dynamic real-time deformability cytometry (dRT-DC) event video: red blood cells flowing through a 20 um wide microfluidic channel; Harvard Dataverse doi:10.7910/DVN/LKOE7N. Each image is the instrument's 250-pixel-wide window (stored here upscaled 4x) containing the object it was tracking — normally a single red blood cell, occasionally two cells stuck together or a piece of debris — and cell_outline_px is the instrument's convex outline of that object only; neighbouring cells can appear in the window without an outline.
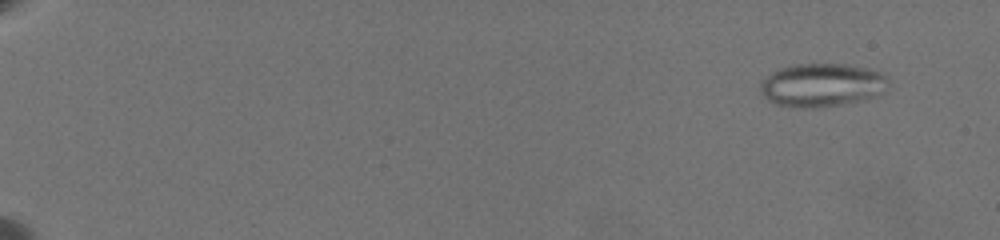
{"species": "common noctule bat (a hibernating species)", "species_latin": "Nyctalus noctula", "temperature_condition": "warm", "stored_images_in_passage": 43, "camera_frame_rate_fps": 3000, "um_per_image_px": 0.085, "animal": {"sex": "female", "body_mass_g": 19.5, "forearm_length_mm": 54.1}, "frame": {"image": 1, "passage_image": 3, "time_ms": 1.333, "image_size_px": [1000, 240], "cell_outline_px": [[888, 80], [872, 96], [860, 100], [840, 104], [816, 108], [796, 108], [776, 104], [768, 100], [760, 92], [760, 84], [768, 76], [784, 68], [796, 64], [844, 64], [868, 68], [880, 72], [888, 76]], "centroid_in_image_um": [69.8, 7.23], "position_along_channel_um": 15.2, "area_um2": 31.5}}
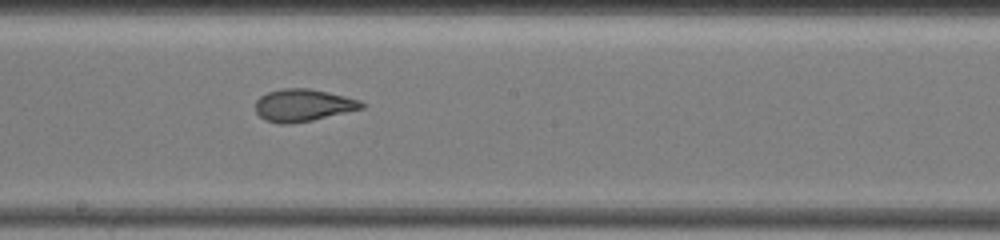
{"frame": {"image": 2, "passage_image": 27, "time_ms": 12.667, "image_size_px": [1000, 240], "cell_outline_px": [[368, 104], [364, 108], [312, 120], [288, 124], [280, 124], [264, 120], [256, 112], [256, 100], [260, 96], [268, 92], [284, 88], [308, 88], [328, 92], [360, 100]], "centroid_in_image_um": [25.77, 8.94], "position_along_channel_um": 222.4, "area_um2": 20.0}}
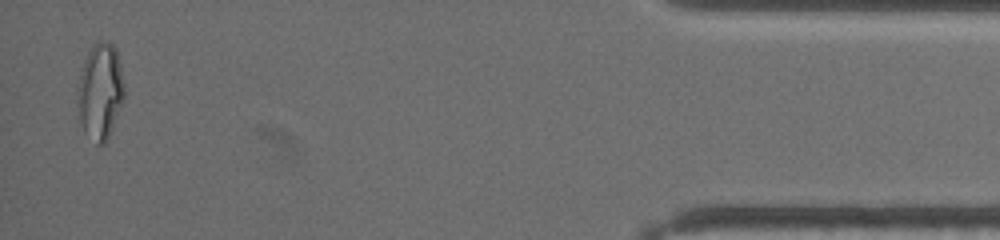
{"frame": {"image": 3, "passage_image": 42, "time_ms": 20.333, "image_size_px": [1000, 240], "cell_outline_px": [[124, 100], [112, 128], [104, 144], [96, 144], [84, 132], [80, 120], [76, 92], [76, 88], [80, 68], [88, 52], [100, 40], [104, 40], [112, 44], [116, 48], [124, 80]], "centroid_in_image_um": [8.51, 7.75], "position_along_channel_um": 426.7, "area_um2": 26.41}, "authors_computed_cell_mechanics": {"area_um2": 26.7036, "velocity_mm_per_s": 3.5233, "shape_relaxation_time_tau1_ms": null, "shape_relaxation_time_tau2_ms": 0.972, "deformation_change_tau1": null, "deformation_change_tau2": 0.0631}}